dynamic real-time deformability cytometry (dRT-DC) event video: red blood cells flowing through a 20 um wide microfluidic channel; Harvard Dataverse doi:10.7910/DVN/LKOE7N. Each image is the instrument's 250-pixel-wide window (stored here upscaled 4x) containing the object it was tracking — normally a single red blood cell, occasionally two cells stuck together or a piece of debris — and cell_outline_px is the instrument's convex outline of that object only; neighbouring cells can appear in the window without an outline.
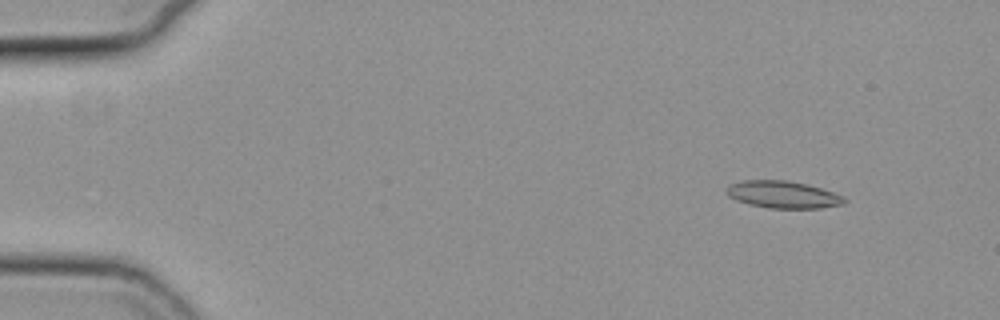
{"species": "common noctule bat (a hibernating species)", "species_latin": "Nyctalus noctula", "temperature_condition": "cold", "stored_images_in_passage": 55, "camera_frame_rate_fps": 3000, "um_per_image_px": 0.085, "animal": {"sex": "female", "body_mass_g": 19.3, "forearm_length_mm": 54.1}, "frame": {"image": 1, "passage_image": 6, "time_ms": 1.667, "image_size_px": [1000, 320], "cell_outline_px": [[848, 200], [844, 204], [820, 208], [768, 208], [748, 204], [736, 200], [728, 196], [724, 192], [728, 184], [740, 180], [788, 180], [808, 184], [844, 196]], "centroid_in_image_um": [66.52, 16.53], "position_along_channel_um": 18.5, "area_um2": 18.96}}
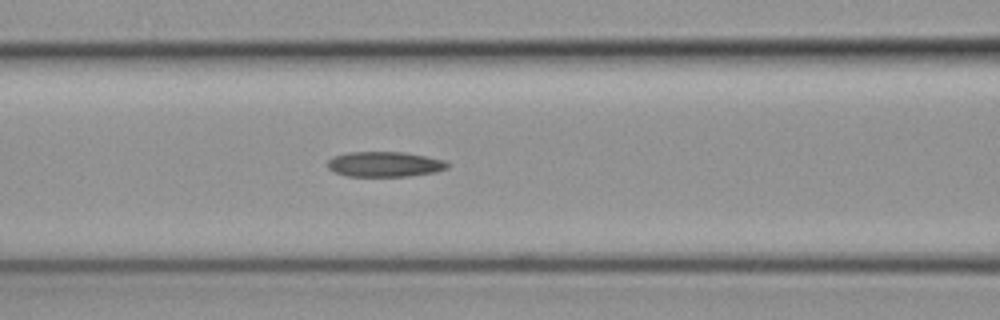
{"frame": {"image": 2, "passage_image": 24, "time_ms": 7.667, "image_size_px": [1000, 320], "cell_outline_px": [[448, 168], [436, 172], [408, 176], [348, 176], [336, 172], [328, 168], [328, 160], [332, 156], [348, 152], [404, 152], [448, 160]], "centroid_in_image_um": [32.73, 13.95], "position_along_channel_um": 133.9, "area_um2": 17.69}}
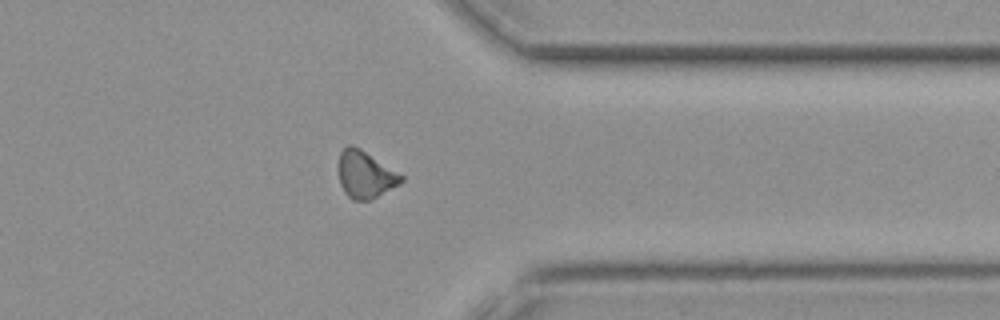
{"frame": {"image": 3, "passage_image": 44, "time_ms": 14.333, "image_size_px": [1000, 320], "cell_outline_px": [[404, 180], [400, 184], [372, 200], [352, 200], [344, 192], [340, 184], [340, 152], [348, 144], [352, 144], [360, 148], [404, 176]], "centroid_in_image_um": [31.07, 14.86], "position_along_channel_um": 380.3, "area_um2": 17.11}}